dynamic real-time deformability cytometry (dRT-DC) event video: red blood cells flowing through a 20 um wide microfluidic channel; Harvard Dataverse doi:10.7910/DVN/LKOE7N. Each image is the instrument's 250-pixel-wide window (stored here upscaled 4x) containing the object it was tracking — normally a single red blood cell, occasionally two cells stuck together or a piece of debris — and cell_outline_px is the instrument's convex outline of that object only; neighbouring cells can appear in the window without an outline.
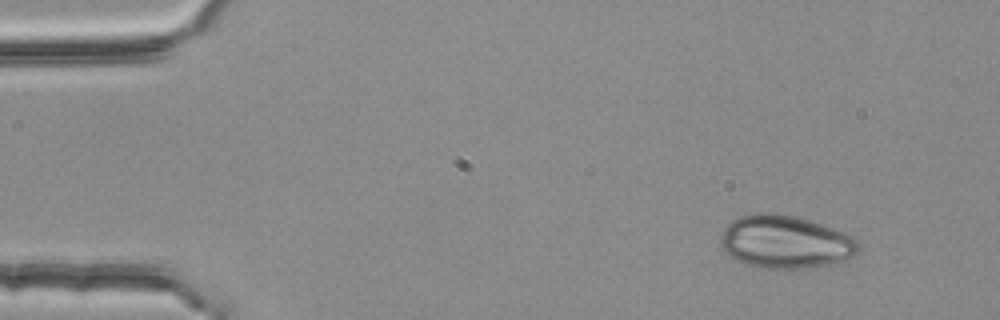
{"species": "common noctule bat (a hibernating species)", "species_latin": "Nyctalus noctula", "temperature_condition": "room temperature", "stored_images_in_passage": 3, "camera_frame_rate_fps": 3000, "um_per_image_px": 0.085, "animal": {"sex": "female", "body_mass_g": 25.1}, "frame": {"image": 1, "passage_image": 1, "time_ms": 0.0, "image_size_px": [1000, 320], "cell_outline_px": [[860, 248], [852, 256], [828, 264], [808, 268], [764, 268], [744, 264], [736, 260], [724, 252], [720, 248], [720, 240], [724, 228], [736, 216], [760, 212], [776, 212], [796, 216], [832, 228], [852, 236], [860, 244]], "centroid_in_image_um": [66.68, 20.54], "position_along_channel_um": 18.3, "area_um2": 42.6}}